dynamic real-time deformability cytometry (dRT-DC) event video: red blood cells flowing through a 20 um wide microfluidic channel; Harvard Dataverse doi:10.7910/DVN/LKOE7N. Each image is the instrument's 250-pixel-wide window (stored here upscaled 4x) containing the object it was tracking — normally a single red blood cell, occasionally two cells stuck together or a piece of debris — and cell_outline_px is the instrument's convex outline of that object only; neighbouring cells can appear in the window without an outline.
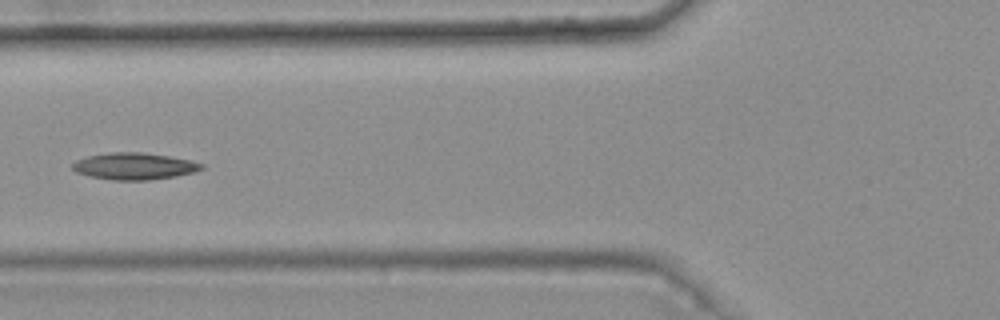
{"species": "common noctule bat (a hibernating species)", "species_latin": "Nyctalus noctula", "temperature_condition": "warm", "stored_images_in_passage": 9, "camera_frame_rate_fps": 3000, "um_per_image_px": 0.085, "animal": {"sex": "female", "body_mass_g": 25.1}, "frame": {"image": 1, "passage_image": 6, "time_ms": 1.667, "image_size_px": [1000, 320], "cell_outline_px": [[204, 168], [196, 172], [176, 176], [148, 180], [112, 180], [88, 176], [76, 172], [72, 168], [72, 164], [76, 160], [88, 156], [108, 152], [140, 152], [168, 156], [188, 160], [204, 164]], "centroid_in_image_um": [11.4, 14.13], "position_along_channel_um": 114.4, "area_um2": 20.17}}
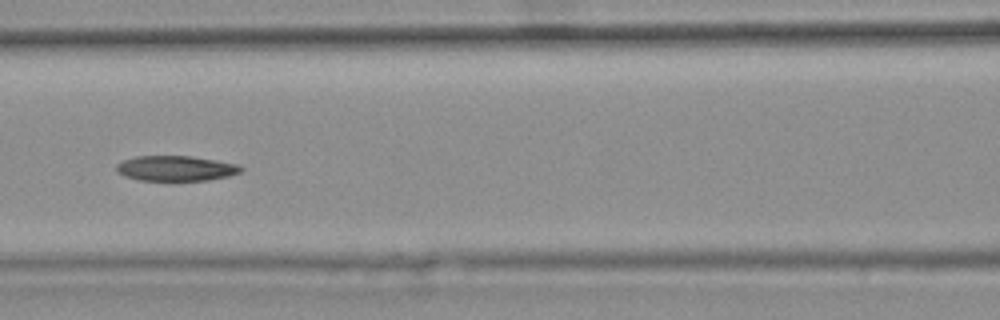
{"frame": {"image": 2, "passage_image": 7, "time_ms": 2.0, "image_size_px": [1000, 320], "cell_outline_px": [[244, 168], [240, 172], [228, 176], [208, 180], [172, 184], [140, 180], [124, 176], [116, 172], [116, 164], [124, 160], [136, 156], [192, 156], [216, 160], [236, 164]], "centroid_in_image_um": [14.91, 14.36], "position_along_channel_um": 151.7, "area_um2": 19.19}}
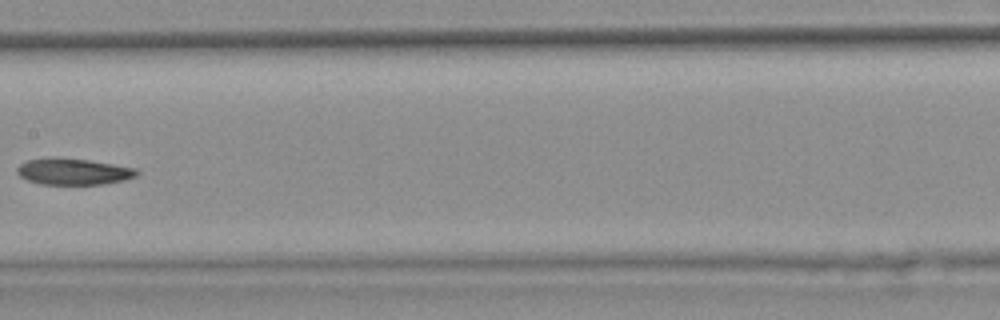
{"frame": {"image": 3, "passage_image": 8, "time_ms": 2.333, "image_size_px": [1000, 320], "cell_outline_px": [[140, 172], [136, 176], [124, 180], [104, 184], [40, 184], [28, 180], [20, 176], [16, 172], [16, 168], [20, 164], [28, 160], [52, 156], [56, 156], [88, 160], [136, 168]], "centroid_in_image_um": [6.22, 14.57], "position_along_channel_um": 201.2, "area_um2": 18.55}}